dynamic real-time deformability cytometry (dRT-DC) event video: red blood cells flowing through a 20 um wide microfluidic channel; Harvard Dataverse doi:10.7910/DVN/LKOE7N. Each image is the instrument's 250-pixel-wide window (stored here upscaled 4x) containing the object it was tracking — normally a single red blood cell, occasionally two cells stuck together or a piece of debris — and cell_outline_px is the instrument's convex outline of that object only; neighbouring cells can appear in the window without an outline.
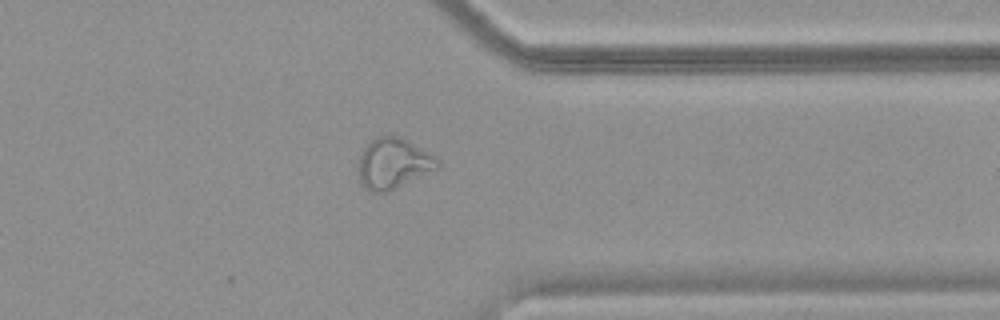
{"species": "common noctule bat (a hibernating species)", "species_latin": "Nyctalus noctula", "temperature_condition": "warm", "stored_images_in_passage": 36, "camera_frame_rate_fps": 3000, "um_per_image_px": 0.085, "animal": {"sex": "female", "body_mass_g": 18.4}, "frame": {"image": 1, "passage_image": 26, "time_ms": 8.333, "image_size_px": [1000, 320], "cell_outline_px": [[440, 164], [436, 168], [388, 192], [372, 192], [364, 188], [360, 184], [356, 168], [360, 156], [364, 148], [376, 136], [400, 136], [436, 156], [440, 160]], "centroid_in_image_um": [33.38, 13.9], "position_along_channel_um": 378.0, "area_um2": 23.35}}
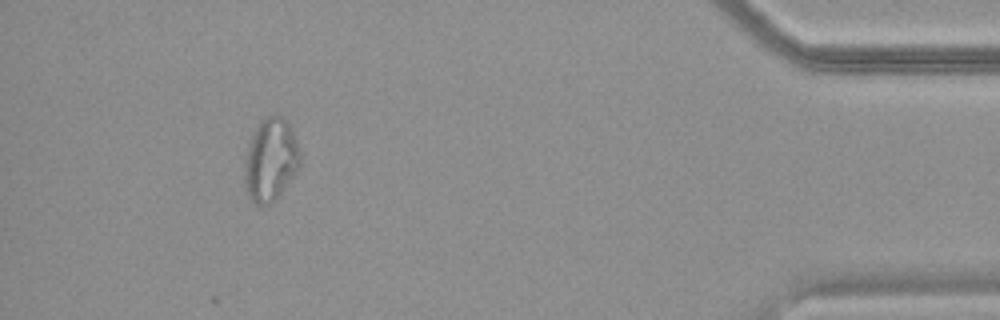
{"frame": {"image": 2, "passage_image": 32, "time_ms": 10.333, "image_size_px": [1000, 320], "cell_outline_px": [[300, 168], [280, 196], [276, 200], [268, 204], [256, 204], [248, 196], [244, 188], [244, 164], [248, 144], [260, 120], [264, 116], [272, 112], [288, 120], [296, 140], [300, 152]], "centroid_in_image_um": [23.01, 13.57], "position_along_channel_um": 412.2, "area_um2": 27.46}}